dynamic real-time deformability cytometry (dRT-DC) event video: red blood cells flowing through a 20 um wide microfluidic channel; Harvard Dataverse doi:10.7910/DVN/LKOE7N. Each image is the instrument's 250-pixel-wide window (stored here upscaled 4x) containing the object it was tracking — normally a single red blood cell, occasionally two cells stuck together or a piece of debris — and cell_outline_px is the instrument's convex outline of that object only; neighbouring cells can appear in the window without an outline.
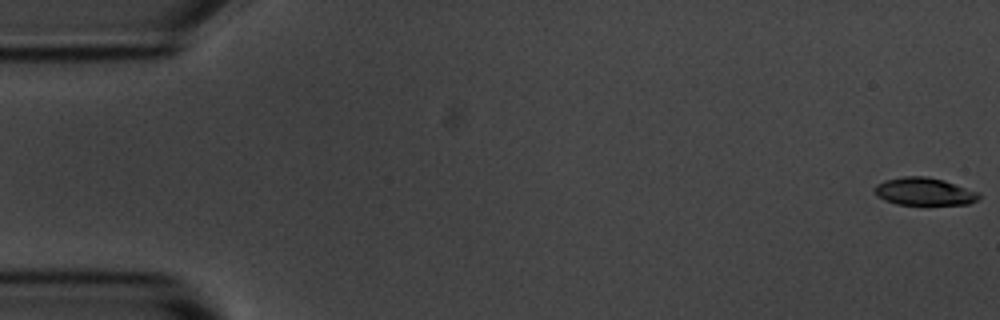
{"species": "common noctule bat (a hibernating species)", "species_latin": "Nyctalus noctula", "temperature_condition": "room temperature", "stored_images_in_passage": 28, "camera_frame_rate_fps": 3000, "um_per_image_px": 0.085, "animal": {"sex": "male", "body_mass_g": 20.1, "forearm_length_mm": 53.5}, "frame": {"image": 1, "passage_image": 1, "time_ms": 0.0, "image_size_px": [1000, 320], "cell_outline_px": [[980, 196], [976, 200], [968, 204], [896, 204], [884, 200], [876, 192], [876, 184], [884, 180], [904, 176], [924, 176], [944, 180], [980, 192]], "centroid_in_image_um": [78.59, 16.27], "position_along_channel_um": 6.4, "area_um2": 16.59}}
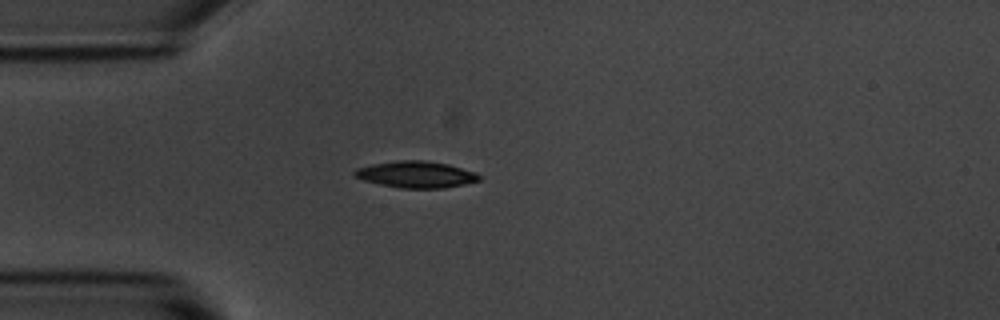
{"frame": {"image": 2, "passage_image": 15, "time_ms": 4.667, "image_size_px": [1000, 320], "cell_outline_px": [[480, 180], [464, 184], [444, 188], [400, 188], [380, 184], [364, 180], [356, 176], [352, 172], [356, 168], [372, 164], [400, 160], [424, 160], [448, 164], [476, 172], [480, 176]], "centroid_in_image_um": [35.37, 14.82], "position_along_channel_um": 49.6, "area_um2": 19.19}}